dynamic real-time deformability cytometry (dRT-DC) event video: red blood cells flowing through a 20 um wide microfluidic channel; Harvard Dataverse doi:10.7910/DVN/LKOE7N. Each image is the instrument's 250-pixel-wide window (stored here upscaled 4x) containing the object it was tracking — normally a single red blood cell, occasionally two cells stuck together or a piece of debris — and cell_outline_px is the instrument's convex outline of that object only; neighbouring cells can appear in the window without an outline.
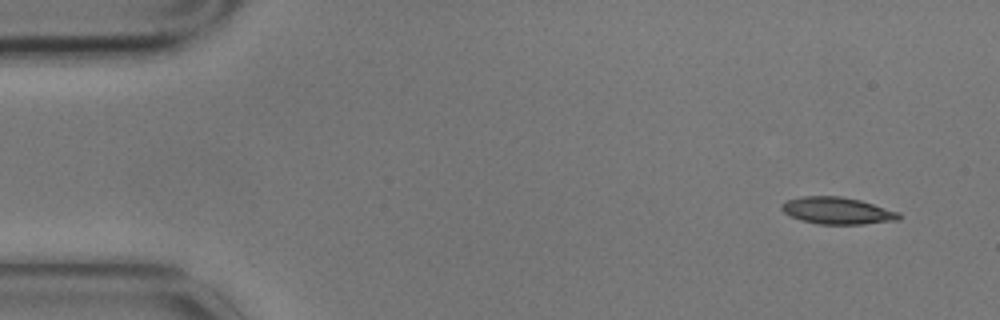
{"species": "common noctule bat (a hibernating species)", "species_latin": "Nyctalus noctula", "temperature_condition": "cold", "stored_images_in_passage": 14, "camera_frame_rate_fps": 3000, "um_per_image_px": 0.085, "animal": {"sex": "male", "body_mass_g": 17.9}, "frame": {"image": 1, "passage_image": 1, "time_ms": 0.0, "image_size_px": [1000, 320], "cell_outline_px": [[900, 220], [864, 224], [816, 224], [800, 220], [784, 212], [780, 208], [780, 204], [784, 200], [800, 196], [840, 196], [860, 200], [900, 212]], "centroid_in_image_um": [71.14, 17.9], "position_along_channel_um": 13.9, "area_um2": 18.61}}
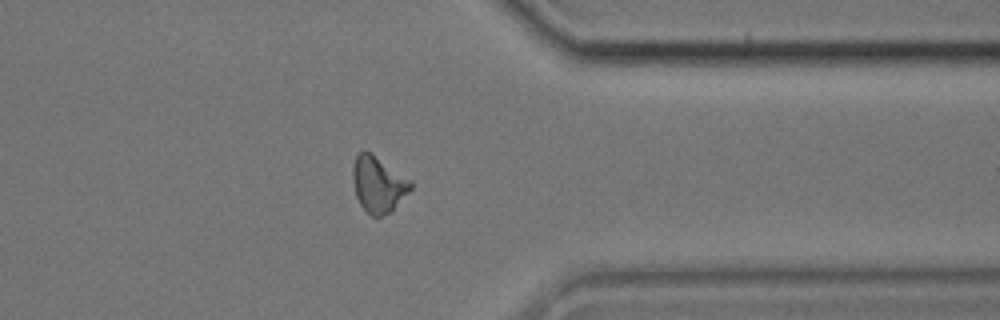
{"frame": {"image": 2, "passage_image": 12, "time_ms": 3.667, "image_size_px": [1000, 320], "cell_outline_px": [[412, 188], [392, 212], [380, 216], [372, 216], [360, 204], [356, 196], [352, 180], [352, 168], [356, 156], [364, 148], [372, 152], [412, 180]], "centroid_in_image_um": [32.16, 15.63], "position_along_channel_um": 379.2, "area_um2": 19.25}}
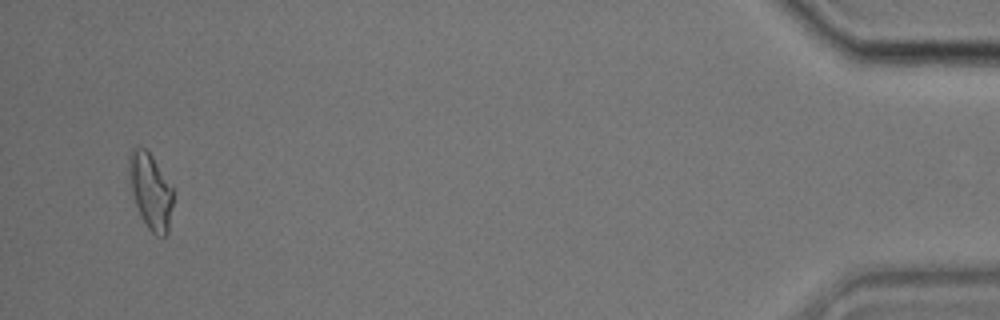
{"frame": {"image": 3, "passage_image": 14, "time_ms": 4.333, "image_size_px": [1000, 320], "cell_outline_px": [[172, 204], [168, 232], [164, 236], [156, 236], [148, 228], [136, 204], [132, 192], [128, 172], [128, 152], [132, 148], [144, 148], [152, 156], [172, 188]], "centroid_in_image_um": [12.77, 16.22], "position_along_channel_um": 422.4, "area_um2": 19.02}}